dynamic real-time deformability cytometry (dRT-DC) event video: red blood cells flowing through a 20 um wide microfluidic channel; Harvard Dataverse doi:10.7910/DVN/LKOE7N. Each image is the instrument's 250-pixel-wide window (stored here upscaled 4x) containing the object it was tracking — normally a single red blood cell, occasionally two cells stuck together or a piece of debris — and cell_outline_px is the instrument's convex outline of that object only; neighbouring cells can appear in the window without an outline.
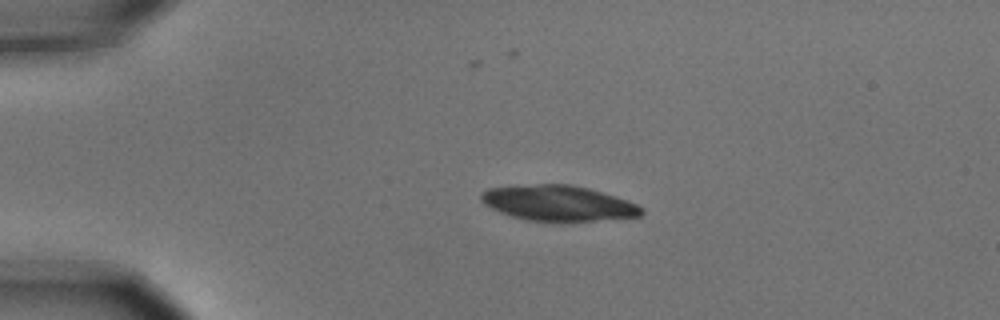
{"species": "common noctule bat (a hibernating species)", "species_latin": "Nyctalus noctula", "temperature_condition": "cold", "stored_images_in_passage": 4, "camera_frame_rate_fps": 3000, "um_per_image_px": 0.085, "animal": {"sex": "male", "body_mass_g": 15.6}, "frame": {"image": 1, "passage_image": 3, "time_ms": 0.667, "image_size_px": [1000, 320], "cell_outline_px": [[644, 212], [640, 216], [596, 220], [528, 220], [512, 216], [500, 212], [484, 204], [480, 200], [480, 196], [488, 188], [536, 184], [572, 184], [588, 188], [628, 200], [644, 208]], "centroid_in_image_um": [47.46, 17.25], "position_along_channel_um": 37.5, "area_um2": 32.6}}